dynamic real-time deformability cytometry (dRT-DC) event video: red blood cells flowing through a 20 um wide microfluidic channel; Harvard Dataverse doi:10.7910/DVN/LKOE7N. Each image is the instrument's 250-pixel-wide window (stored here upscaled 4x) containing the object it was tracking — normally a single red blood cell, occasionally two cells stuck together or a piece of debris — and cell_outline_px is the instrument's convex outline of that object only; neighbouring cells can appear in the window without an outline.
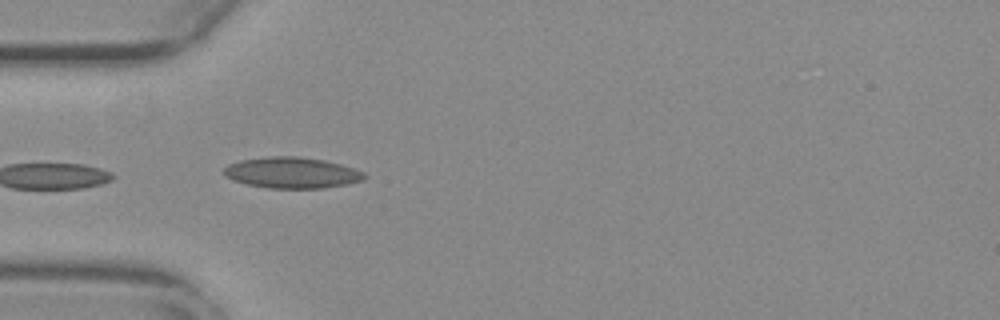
{"species": "common noctule bat (a hibernating species)", "species_latin": "Nyctalus noctula", "temperature_condition": "warm", "stored_images_in_passage": 37, "camera_frame_rate_fps": 3000, "um_per_image_px": 0.085, "animal": {"sex": "female", "body_mass_g": 29.2, "forearm_length_mm": 56.3}, "frame": {"image": 1, "passage_image": 1, "time_ms": 0.0, "image_size_px": [1000, 320], "cell_outline_px": [[368, 176], [364, 180], [348, 184], [324, 188], [268, 188], [248, 184], [232, 180], [224, 176], [224, 168], [228, 164], [240, 160], [272, 156], [296, 156], [324, 160], [340, 164], [364, 172]], "centroid_in_image_um": [24.82, 14.68], "position_along_channel_um": 60.2, "area_um2": 25.43}}